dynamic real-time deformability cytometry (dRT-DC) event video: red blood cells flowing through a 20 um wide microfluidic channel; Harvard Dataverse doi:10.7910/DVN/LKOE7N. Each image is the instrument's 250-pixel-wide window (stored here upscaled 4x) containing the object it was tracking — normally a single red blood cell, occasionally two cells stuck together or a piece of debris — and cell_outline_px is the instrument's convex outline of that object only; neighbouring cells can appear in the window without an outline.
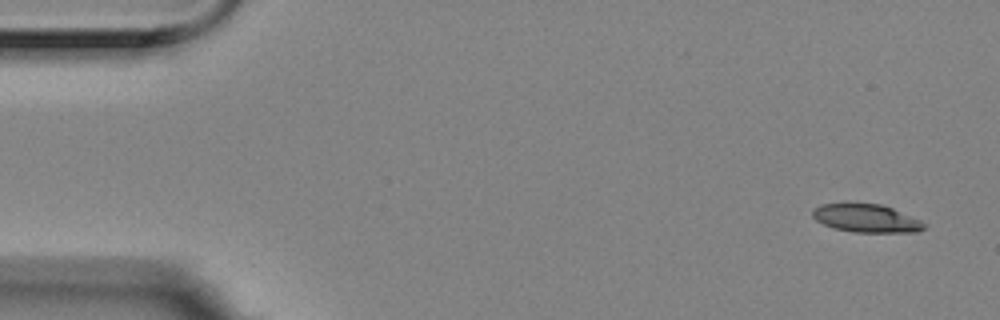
{"species": "Egyptian fruit bat (a non-hibernating species)", "species_latin": "Rousettus aegyptiacus", "temperature_condition": "room temperature", "stored_images_in_passage": 6, "segment_of_instrument_passage": [2, 2], "camera_frame_rate_fps": 3000, "um_per_image_px": 0.085, "animal": {"sex": "female"}, "frame": {"image": 1, "passage_image": 6, "time_ms": 1.667, "image_size_px": [1000, 320], "cell_outline_px": [[924, 228], [916, 232], [852, 232], [832, 228], [816, 220], [812, 216], [812, 212], [820, 204], [844, 200], [848, 200], [880, 204], [892, 208], [920, 220], [924, 224]], "centroid_in_image_um": [73.54, 18.5], "position_along_channel_um": 11.5, "area_um2": 18.9}}